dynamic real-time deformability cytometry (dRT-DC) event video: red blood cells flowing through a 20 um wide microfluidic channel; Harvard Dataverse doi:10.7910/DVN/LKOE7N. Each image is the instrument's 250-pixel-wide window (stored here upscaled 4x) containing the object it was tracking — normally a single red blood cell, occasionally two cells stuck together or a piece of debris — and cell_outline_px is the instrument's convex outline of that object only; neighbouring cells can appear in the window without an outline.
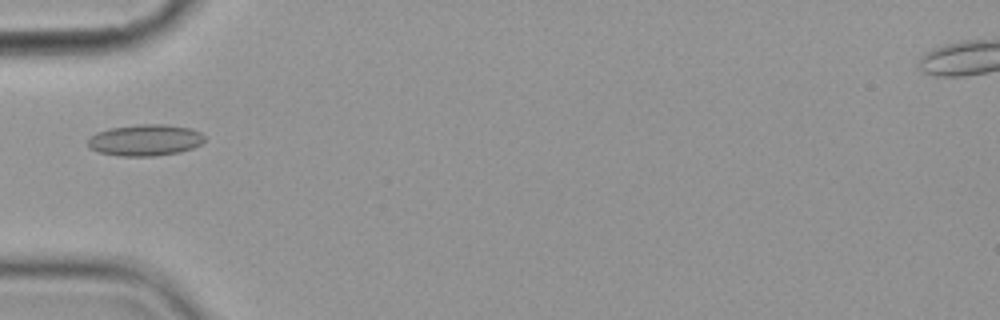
{"species": "common noctule bat (a hibernating species)", "species_latin": "Nyctalus noctula", "temperature_condition": "cold", "stored_images_in_passage": 2, "camera_frame_rate_fps": 3000, "um_per_image_px": 0.085, "animal": {"sex": "female", "body_mass_g": 19.9}, "frame": {"image": 1, "passage_image": 2, "time_ms": 1.0, "image_size_px": [1000, 320], "cell_outline_px": [[204, 140], [200, 144], [192, 148], [180, 152], [156, 156], [120, 156], [100, 152], [92, 148], [88, 144], [88, 136], [96, 132], [108, 128], [140, 124], [168, 124], [192, 128], [200, 132], [204, 136]], "centroid_in_image_um": [12.34, 11.9], "position_along_channel_um": 72.7, "area_um2": 21.5}}